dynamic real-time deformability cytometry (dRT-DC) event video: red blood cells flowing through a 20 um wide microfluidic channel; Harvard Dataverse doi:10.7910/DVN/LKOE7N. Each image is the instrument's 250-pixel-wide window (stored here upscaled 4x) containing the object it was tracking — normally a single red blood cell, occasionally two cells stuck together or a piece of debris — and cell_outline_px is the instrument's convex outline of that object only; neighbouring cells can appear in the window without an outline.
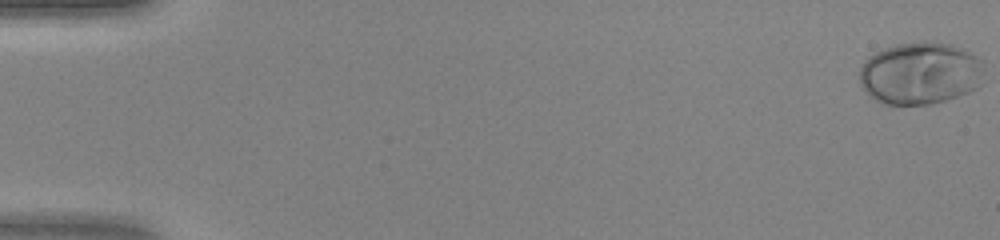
{"species": "human", "species_latin": "Homo sapiens", "temperature_condition": "warm", "stored_images_in_passage": 48, "camera_frame_rate_fps": 3000, "um_per_image_px": 0.085, "donor": {"sex": "female"}, "frame": {"image": 1, "passage_image": 1, "time_ms": 0.0, "image_size_px": [1000, 240], "cell_outline_px": [[984, 68], [980, 84], [976, 88], [968, 92], [944, 100], [928, 104], [884, 104], [868, 96], [860, 84], [860, 68], [864, 60], [868, 56], [884, 48], [896, 44], [924, 40], [948, 44], [964, 48], [976, 56], [980, 60]], "centroid_in_image_um": [78.19, 6.21], "position_along_channel_um": 6.8, "area_um2": 45.49}}
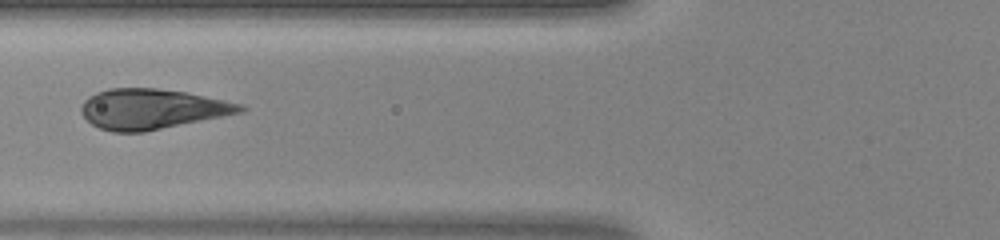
{"frame": {"image": 2, "passage_image": 20, "time_ms": 6.333, "image_size_px": [1000, 240], "cell_outline_px": [[248, 108], [244, 112], [144, 132], [112, 132], [100, 128], [92, 124], [80, 112], [80, 108], [84, 100], [88, 96], [96, 92], [108, 88], [156, 88], [188, 92], [244, 104]], "centroid_in_image_um": [12.93, 9.26], "position_along_channel_um": 112.9, "area_um2": 37.51}}
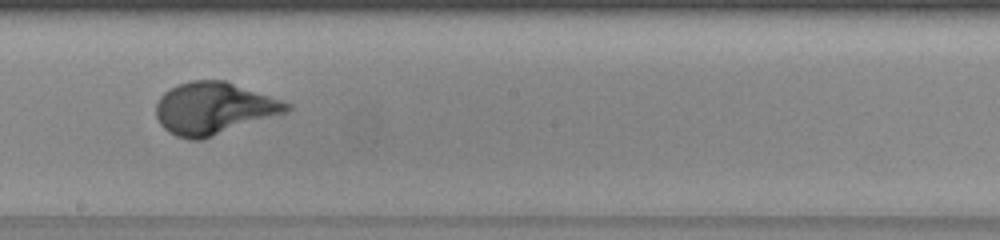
{"frame": {"image": 3, "passage_image": 28, "time_ms": 9.0, "image_size_px": [1000, 240], "cell_outline_px": [[292, 108], [288, 112], [204, 140], [188, 140], [176, 136], [168, 132], [160, 124], [156, 116], [156, 100], [164, 92], [180, 84], [192, 80], [224, 80], [292, 104]], "centroid_in_image_um": [18.17, 9.24], "position_along_channel_um": 230.0, "area_um2": 39.88}}